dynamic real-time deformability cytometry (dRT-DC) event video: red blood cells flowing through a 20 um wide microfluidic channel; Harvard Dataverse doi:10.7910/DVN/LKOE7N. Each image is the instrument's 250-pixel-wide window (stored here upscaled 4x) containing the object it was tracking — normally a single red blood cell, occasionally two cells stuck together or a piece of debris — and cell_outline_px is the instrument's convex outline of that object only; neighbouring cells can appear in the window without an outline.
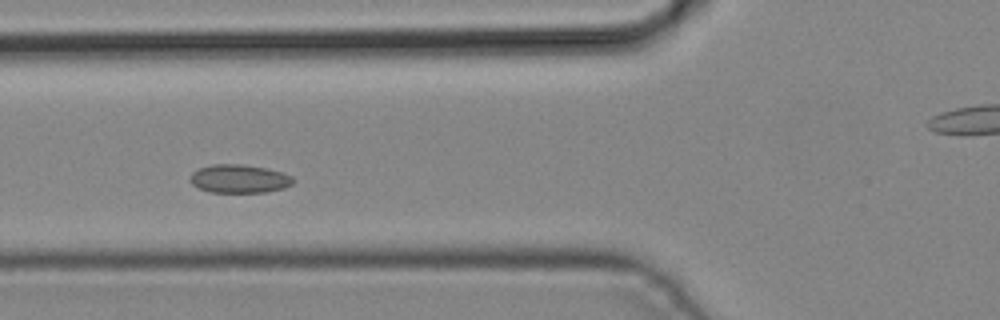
{"species": "common noctule bat (a hibernating species)", "species_latin": "Nyctalus noctula", "temperature_condition": "cold", "stored_images_in_passage": 4, "camera_frame_rate_fps": 3000, "um_per_image_px": 0.085, "animal": {"sex": "male", "body_mass_g": 19.2, "forearm_length_mm": 51.8}, "frame": {"image": 1, "passage_image": 4, "time_ms": 1.0, "image_size_px": [1000, 320], "cell_outline_px": [[296, 180], [292, 184], [284, 188], [264, 192], [208, 192], [192, 184], [188, 180], [192, 172], [200, 168], [212, 164], [244, 164], [264, 168], [280, 172], [292, 176]], "centroid_in_image_um": [20.32, 15.19], "position_along_channel_um": 105.5, "area_um2": 17.05}}